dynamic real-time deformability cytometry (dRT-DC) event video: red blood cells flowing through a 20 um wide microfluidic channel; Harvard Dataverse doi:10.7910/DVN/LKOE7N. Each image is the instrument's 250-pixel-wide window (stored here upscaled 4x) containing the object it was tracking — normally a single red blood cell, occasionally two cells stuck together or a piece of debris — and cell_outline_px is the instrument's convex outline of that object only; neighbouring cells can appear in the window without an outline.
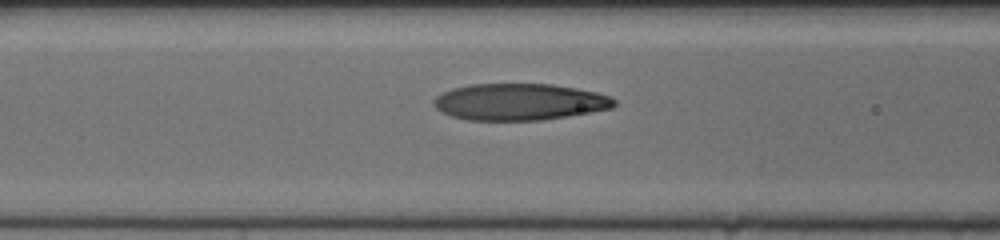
{"species": "human", "species_latin": "Homo sapiens", "temperature_condition": "cold", "stored_images_in_passage": 39, "camera_frame_rate_fps": 3000, "um_per_image_px": 0.085, "donor": {"sex": "female"}, "frame": {"image": 1, "passage_image": 14, "time_ms": 4.333, "image_size_px": [1000, 240], "cell_outline_px": [[616, 104], [612, 108], [540, 120], [468, 120], [452, 116], [436, 108], [432, 104], [432, 100], [436, 96], [452, 88], [472, 84], [552, 84], [576, 88], [596, 92], [612, 96], [616, 100]], "centroid_in_image_um": [44.15, 8.65], "position_along_channel_um": 122.5, "area_um2": 38.38}}
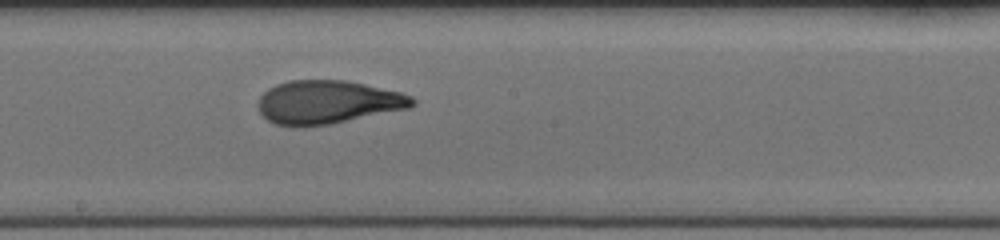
{"frame": {"image": 2, "passage_image": 22, "time_ms": 7.0, "image_size_px": [1000, 240], "cell_outline_px": [[416, 104], [408, 108], [328, 124], [304, 128], [296, 128], [276, 124], [268, 120], [260, 112], [256, 104], [260, 96], [268, 88], [276, 84], [288, 80], [348, 80], [400, 92], [412, 96], [416, 100]], "centroid_in_image_um": [27.81, 8.68], "position_along_channel_um": 220.4, "area_um2": 39.25}}
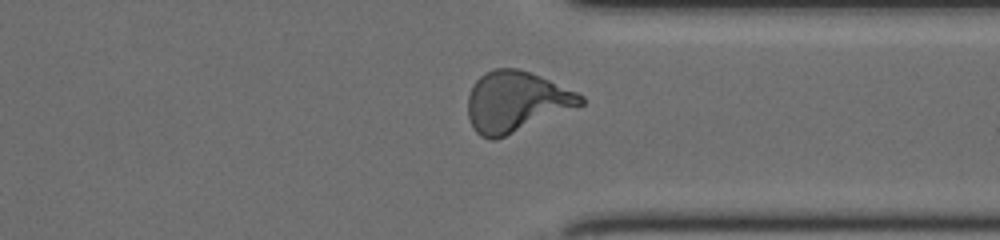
{"frame": {"image": 3, "passage_image": 34, "time_ms": 11.0, "image_size_px": [1000, 240], "cell_outline_px": [[584, 104], [496, 140], [492, 140], [480, 136], [472, 128], [468, 116], [468, 96], [472, 84], [484, 72], [496, 68], [516, 68], [540, 76], [576, 92], [584, 96]], "centroid_in_image_um": [43.82, 8.65], "position_along_channel_um": 367.6, "area_um2": 39.71}}